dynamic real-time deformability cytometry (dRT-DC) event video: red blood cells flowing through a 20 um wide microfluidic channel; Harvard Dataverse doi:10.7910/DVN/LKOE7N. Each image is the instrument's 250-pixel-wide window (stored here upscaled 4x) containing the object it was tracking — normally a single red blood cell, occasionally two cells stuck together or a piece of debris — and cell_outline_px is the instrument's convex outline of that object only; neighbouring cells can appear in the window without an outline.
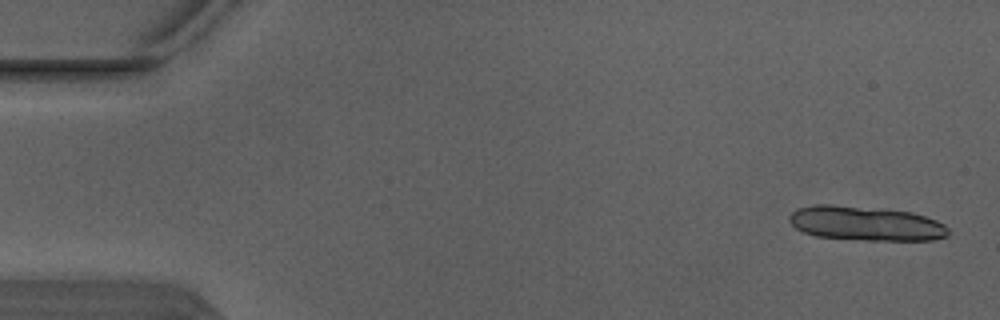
{"species": "Egyptian fruit bat (a non-hibernating species)", "species_latin": "Rousettus aegyptiacus", "temperature_condition": "warm", "stored_images_in_passage": 6, "segment_of_instrument_passage": [1, 2], "camera_frame_rate_fps": 3000, "um_per_image_px": 0.085, "animal": {"sex": "male"}, "frame": {"image": 1, "passage_image": 1, "time_ms": 0.0, "image_size_px": [1000, 320], "cell_outline_px": [[948, 236], [932, 240], [868, 240], [816, 236], [804, 232], [796, 228], [788, 220], [788, 216], [796, 208], [816, 204], [832, 204], [912, 212], [936, 220], [944, 224], [948, 228]], "centroid_in_image_um": [73.57, 18.99], "position_along_channel_um": 11.4, "area_um2": 31.79}}